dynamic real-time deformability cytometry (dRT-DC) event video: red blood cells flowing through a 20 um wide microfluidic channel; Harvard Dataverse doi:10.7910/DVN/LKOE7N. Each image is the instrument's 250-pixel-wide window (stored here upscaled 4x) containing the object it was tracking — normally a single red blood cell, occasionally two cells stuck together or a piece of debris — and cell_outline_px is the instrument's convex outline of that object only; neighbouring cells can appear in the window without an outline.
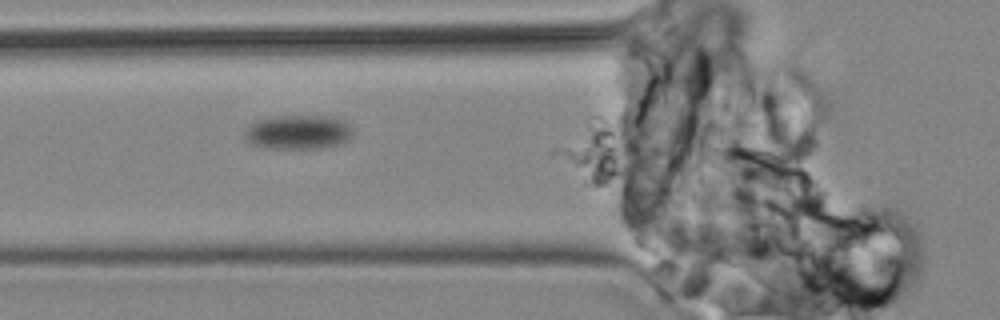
{"species": "common noctule bat (a hibernating species)", "species_latin": "Nyctalus noctula", "temperature_condition": "cold", "stored_images_in_passage": 5, "camera_frame_rate_fps": 3000, "um_per_image_px": 0.085, "animal": {"sex": "male", "body_mass_g": 19.2, "forearm_length_mm": 51.8}, "frame": {"image": 1, "passage_image": 4, "time_ms": 4.333, "image_size_px": [1000, 320], "cell_outline_px": [[352, 136], [348, 140], [340, 144], [328, 148], [260, 148], [244, 140], [244, 128], [256, 120], [276, 116], [332, 116], [344, 120], [352, 128]], "centroid_in_image_um": [25.32, 11.24], "position_along_channel_um": 100.5, "area_um2": 22.08}}